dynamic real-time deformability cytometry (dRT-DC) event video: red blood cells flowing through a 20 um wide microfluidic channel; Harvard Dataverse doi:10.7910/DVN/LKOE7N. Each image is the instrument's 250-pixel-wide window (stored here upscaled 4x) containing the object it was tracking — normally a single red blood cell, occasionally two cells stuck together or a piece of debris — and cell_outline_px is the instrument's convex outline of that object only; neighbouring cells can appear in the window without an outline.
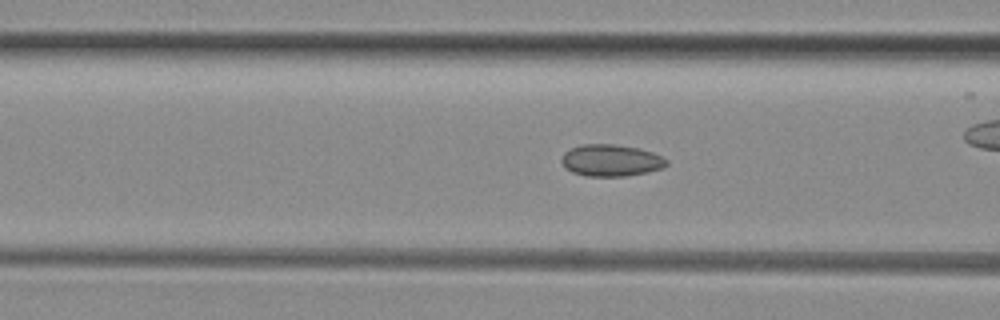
{"species": "common noctule bat (a hibernating species)", "species_latin": "Nyctalus noctula", "temperature_condition": "room temperature", "stored_images_in_passage": 38, "camera_frame_rate_fps": 3000, "um_per_image_px": 0.085, "animal": {"sex": "female", "body_mass_g": 29.2, "forearm_length_mm": 56.3}, "frame": {"image": 1, "passage_image": 12, "time_ms": 3.667, "image_size_px": [1000, 320], "cell_outline_px": [[668, 164], [664, 168], [648, 172], [628, 176], [584, 176], [572, 172], [560, 160], [564, 152], [572, 148], [584, 144], [616, 144], [640, 148], [652, 152], [668, 160]], "centroid_in_image_um": [51.97, 13.63], "position_along_channel_um": 114.6, "area_um2": 19.54}}
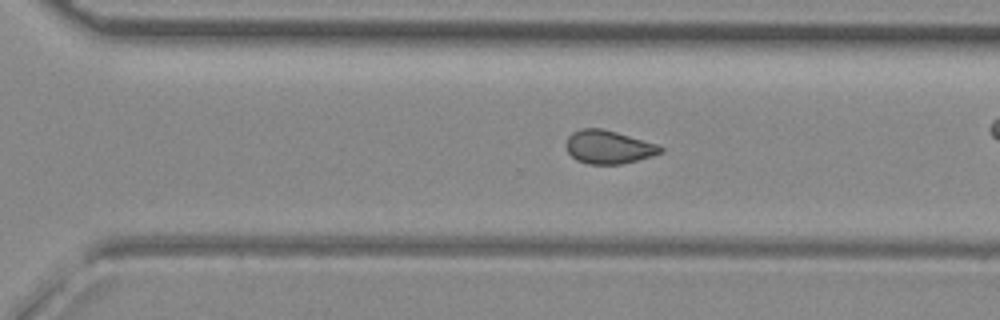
{"frame": {"image": 2, "passage_image": 27, "time_ms": 8.667, "image_size_px": [1000, 320], "cell_outline_px": [[664, 152], [652, 156], [620, 164], [588, 164], [576, 160], [568, 152], [564, 144], [568, 136], [572, 132], [580, 128], [604, 128], [656, 144], [664, 148]], "centroid_in_image_um": [51.69, 12.49], "position_along_channel_um": 318.9, "area_um2": 18.44}, "authors_computed_cell_mechanics": {"area_um2": 19.2474, "velocity_mm_per_s": 4.0939, "shape_relaxation_time_tau1_ms": null, "shape_relaxation_time_tau2_ms": 2.3663, "deformation_change_tau1": null, "deformation_change_tau2": 0.0729}}